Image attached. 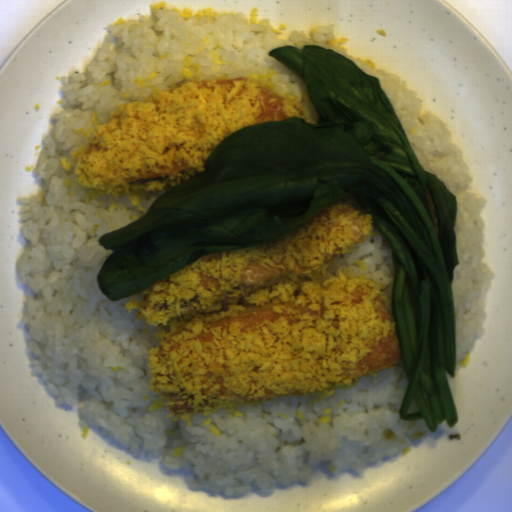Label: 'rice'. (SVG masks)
Listing matches in <instances>:
<instances>
[{
	"instance_id": "023b6e5f",
	"label": "rice",
	"mask_w": 512,
	"mask_h": 512,
	"mask_svg": "<svg viewBox=\"0 0 512 512\" xmlns=\"http://www.w3.org/2000/svg\"><path fill=\"white\" fill-rule=\"evenodd\" d=\"M340 270L347 278L368 279L393 315V250L375 224L371 235L362 244L333 260L324 272L335 276Z\"/></svg>"
},
{
	"instance_id": "652b925c",
	"label": "rice",
	"mask_w": 512,
	"mask_h": 512,
	"mask_svg": "<svg viewBox=\"0 0 512 512\" xmlns=\"http://www.w3.org/2000/svg\"><path fill=\"white\" fill-rule=\"evenodd\" d=\"M305 45L332 49L378 77L420 167L456 196L451 292L455 363L462 361L484 335L495 278L482 262L486 199L469 191L470 169L441 117L422 113V98L401 78L350 54L333 27L277 39L270 19L165 7L110 24L85 74L61 77L63 105L33 167L46 183L43 194L17 199L28 241L17 273L32 291L22 311L32 373L56 404L74 406L85 393L78 428L98 430L136 456L159 453L164 467L184 471L191 487L213 496L309 483L318 468L362 478L367 466L396 456L428 429L424 418H400L410 383L403 355L395 365L314 392L174 413L151 382L162 329L137 318V292L111 301L97 282L113 253L100 238L146 215L174 188L95 191L76 170L82 151L126 106L189 82L247 77L294 100L305 123L318 124L305 81L269 55Z\"/></svg>"
}]
</instances>
